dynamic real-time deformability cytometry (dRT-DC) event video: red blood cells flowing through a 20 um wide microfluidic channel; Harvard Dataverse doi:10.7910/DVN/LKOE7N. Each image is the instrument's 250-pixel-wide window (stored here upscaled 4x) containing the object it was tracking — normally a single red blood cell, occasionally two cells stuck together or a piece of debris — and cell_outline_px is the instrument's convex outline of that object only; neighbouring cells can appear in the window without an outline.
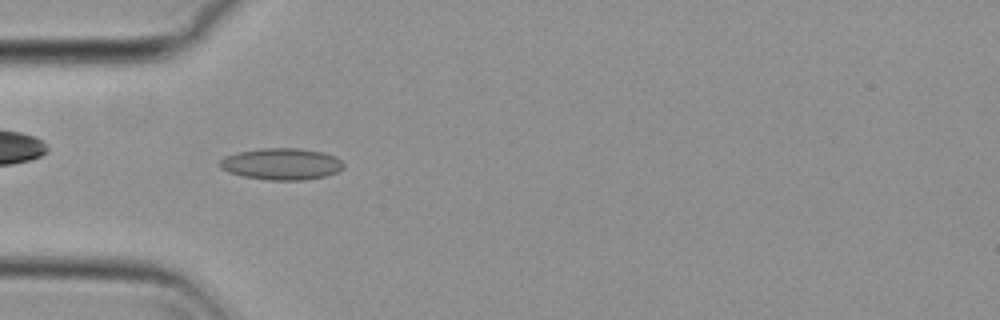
{"species": "common noctule bat (a hibernating species)", "species_latin": "Nyctalus noctula", "temperature_condition": "cold", "stored_images_in_passage": 51, "camera_frame_rate_fps": 3000, "um_per_image_px": 0.085, "animal": {"sex": "female", "body_mass_g": 29.2, "forearm_length_mm": 56.3}, "frame": {"image": 1, "passage_image": 13, "time_ms": 4.0, "image_size_px": [1000, 320], "cell_outline_px": [[344, 168], [336, 172], [324, 176], [304, 180], [268, 180], [244, 176], [228, 172], [220, 168], [220, 160], [224, 156], [236, 152], [260, 148], [300, 148], [324, 152], [336, 156], [344, 164]], "centroid_in_image_um": [23.92, 13.92], "position_along_channel_um": 61.1, "area_um2": 22.95}}
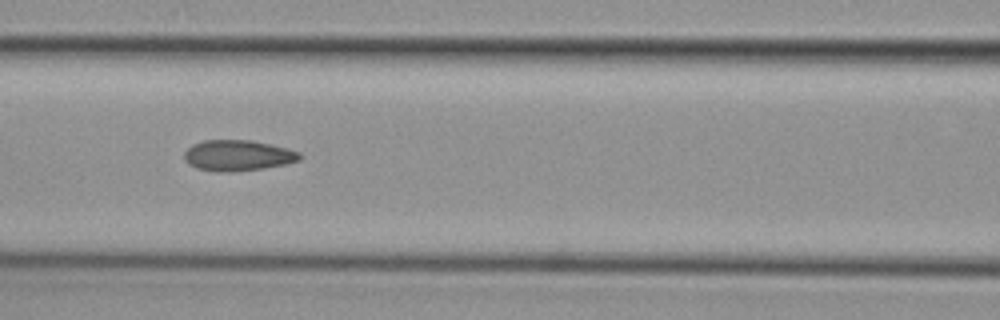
{"frame": {"image": 2, "passage_image": 20, "time_ms": 6.333, "image_size_px": [1000, 320], "cell_outline_px": [[304, 156], [300, 160], [284, 164], [264, 168], [232, 172], [212, 172], [196, 168], [188, 164], [184, 160], [184, 152], [192, 144], [204, 140], [252, 140], [288, 148], [300, 152]], "centroid_in_image_um": [20.21, 13.22], "position_along_channel_um": 146.4, "area_um2": 21.04}}
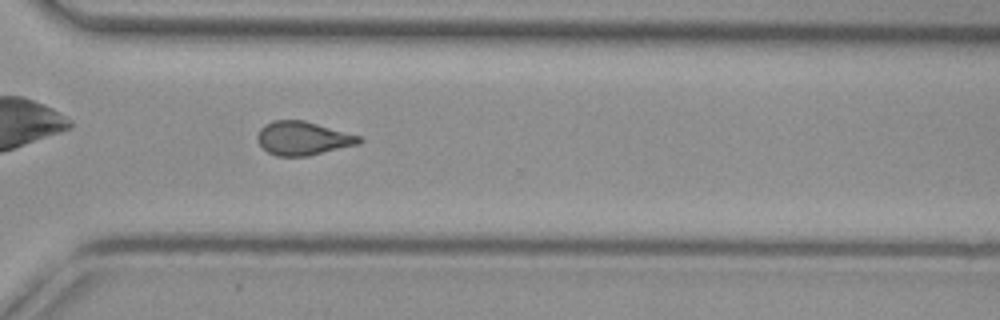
{"frame": {"image": 3, "passage_image": 36, "time_ms": 11.667, "image_size_px": [1000, 320], "cell_outline_px": [[364, 140], [360, 144], [308, 156], [276, 156], [268, 152], [256, 140], [256, 136], [260, 128], [264, 124], [272, 120], [304, 120], [360, 136]], "centroid_in_image_um": [25.74, 11.75], "position_along_channel_um": 344.9, "area_um2": 20.06}, "authors_computed_cell_mechanics": {"area_um2": 20.2878, "velocity_mm_per_s": 3.7285, "shape_relaxation_time_tau1_ms": null, "shape_relaxation_time_tau2_ms": 1.8592, "deformation_change_tau1": null, "deformation_change_tau2": 0.087}}